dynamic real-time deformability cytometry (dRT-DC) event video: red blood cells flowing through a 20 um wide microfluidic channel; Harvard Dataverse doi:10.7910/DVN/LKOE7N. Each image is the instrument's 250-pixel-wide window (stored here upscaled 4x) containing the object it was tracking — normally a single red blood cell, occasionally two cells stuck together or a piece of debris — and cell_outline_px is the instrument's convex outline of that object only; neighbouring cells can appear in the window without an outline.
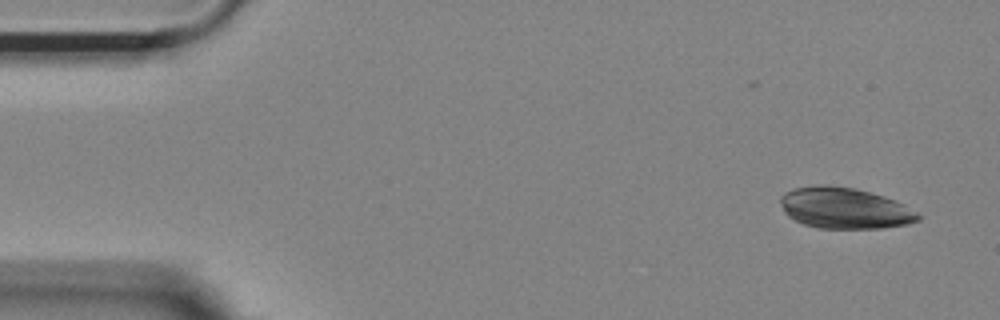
{"species": "Egyptian fruit bat (a non-hibernating species)", "species_latin": "Rousettus aegyptiacus", "temperature_condition": "room temperature", "stored_images_in_passage": 13, "camera_frame_rate_fps": 3000, "um_per_image_px": 0.085, "animal": {"sex": "female"}, "frame": {"image": 1, "passage_image": 1, "time_ms": 0.0, "image_size_px": [1000, 320], "cell_outline_px": [[920, 220], [908, 224], [880, 228], [820, 228], [804, 224], [788, 216], [784, 212], [780, 204], [780, 196], [784, 192], [792, 188], [820, 184], [828, 184], [852, 188], [884, 196], [904, 204], [916, 212], [920, 216]], "centroid_in_image_um": [71.76, 17.68], "position_along_channel_um": 13.2, "area_um2": 32.95}}
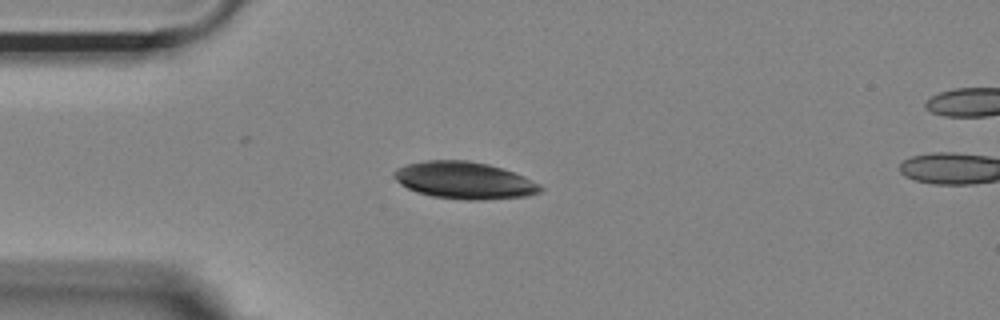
{"frame": {"image": 2, "passage_image": 11, "time_ms": 3.333, "image_size_px": [1000, 320], "cell_outline_px": [[544, 188], [540, 192], [528, 196], [480, 200], [468, 200], [432, 196], [416, 192], [400, 184], [392, 176], [392, 172], [396, 168], [408, 164], [424, 160], [468, 160], [488, 164], [524, 176], [540, 184]], "centroid_in_image_um": [39.45, 15.33], "position_along_channel_um": 45.6, "area_um2": 31.67}}